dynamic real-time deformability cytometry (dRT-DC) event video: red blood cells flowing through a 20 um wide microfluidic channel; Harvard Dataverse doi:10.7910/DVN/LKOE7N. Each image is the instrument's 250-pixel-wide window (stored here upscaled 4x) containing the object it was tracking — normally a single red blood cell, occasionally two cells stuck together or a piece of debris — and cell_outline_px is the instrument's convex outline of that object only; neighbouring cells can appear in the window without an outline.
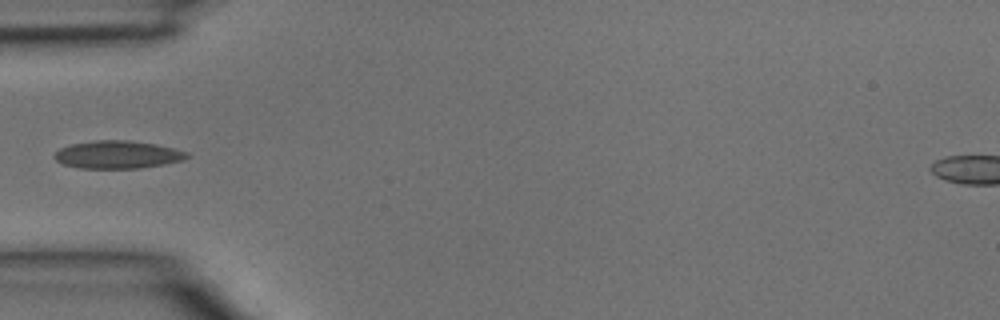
{"species": "common noctule bat (a hibernating species)", "species_latin": "Nyctalus noctula", "temperature_condition": "room temperature", "stored_images_in_passage": 28, "camera_frame_rate_fps": 3000, "um_per_image_px": 0.085, "animal": {"sex": "male", "body_mass_g": 15.6}, "frame": {"image": 1, "passage_image": 1, "time_ms": 0.0, "image_size_px": [1000, 320], "cell_outline_px": [[192, 156], [184, 160], [164, 164], [140, 168], [80, 168], [64, 164], [56, 160], [52, 156], [60, 148], [72, 144], [96, 140], [128, 140], [156, 144], [188, 152]], "centroid_in_image_um": [10.02, 13.14], "position_along_channel_um": 75.0, "area_um2": 21.44}}